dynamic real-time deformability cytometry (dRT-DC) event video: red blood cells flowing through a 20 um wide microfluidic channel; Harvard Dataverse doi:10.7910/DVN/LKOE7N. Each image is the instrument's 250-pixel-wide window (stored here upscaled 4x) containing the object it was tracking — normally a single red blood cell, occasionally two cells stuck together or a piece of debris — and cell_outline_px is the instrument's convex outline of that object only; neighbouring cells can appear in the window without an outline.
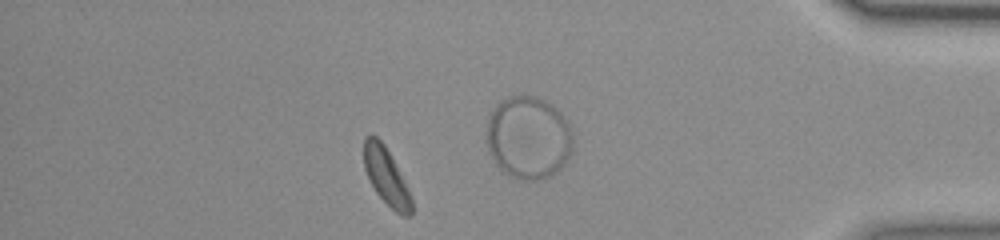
{"species": "common noctule bat (a hibernating species)", "species_latin": "Nyctalus noctula", "temperature_condition": "room temperature", "stored_images_in_passage": 53, "camera_frame_rate_fps": 3000, "um_per_image_px": 0.085, "animal": {"sex": "female", "body_mass_g": 23.0, "forearm_length_mm": 53.4}, "frame": {"image": 1, "passage_image": 46, "time_ms": 15.0, "image_size_px": [1000, 240], "cell_outline_px": [[412, 216], [404, 216], [396, 212], [376, 192], [364, 168], [364, 136], [372, 132], [384, 144], [412, 200]], "centroid_in_image_um": [32.78, 14.96], "position_along_channel_um": 402.4, "area_um2": 15.14}, "authors_computed_cell_mechanics": {"area_um2": 16.8198, "velocity_mm_per_s": 3.8217, "shape_relaxation_time_tau1_ms": 1.6427, "shape_relaxation_time_tau2_ms": null, "deformation_change_tau1": 0.1305, "deformation_change_tau2": null}}